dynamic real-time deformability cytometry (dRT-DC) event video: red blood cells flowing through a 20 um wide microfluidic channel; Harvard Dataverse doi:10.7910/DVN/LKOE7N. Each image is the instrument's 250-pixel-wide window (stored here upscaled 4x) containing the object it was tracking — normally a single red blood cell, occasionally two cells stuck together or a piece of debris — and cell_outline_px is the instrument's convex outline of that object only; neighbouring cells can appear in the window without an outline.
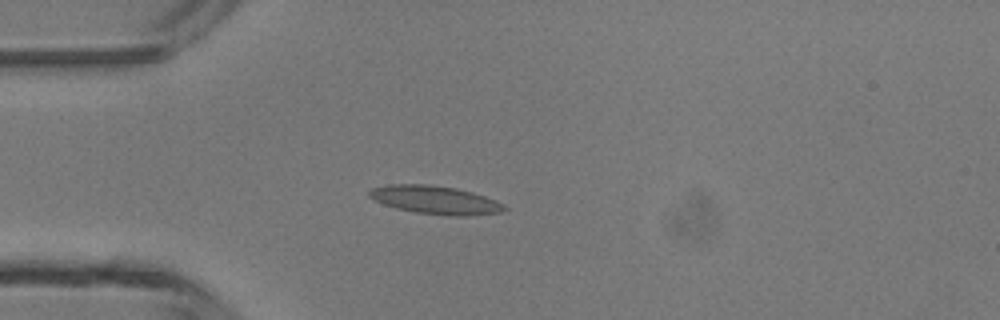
{"species": "common noctule bat (a hibernating species)", "species_latin": "Nyctalus noctula", "temperature_condition": "room temperature", "stored_images_in_passage": 35, "camera_frame_rate_fps": 3000, "um_per_image_px": 0.085, "animal": {"sex": "male", "body_mass_g": 13.3}, "frame": {"image": 1, "passage_image": 1, "time_ms": 0.0, "image_size_px": [1000, 320], "cell_outline_px": [[508, 208], [500, 212], [464, 216], [452, 216], [416, 212], [396, 208], [384, 204], [368, 196], [368, 192], [372, 188], [388, 184], [428, 184], [456, 188], [472, 192], [484, 196], [504, 204]], "centroid_in_image_um": [36.99, 16.99], "position_along_channel_um": 48.0, "area_um2": 22.08}}
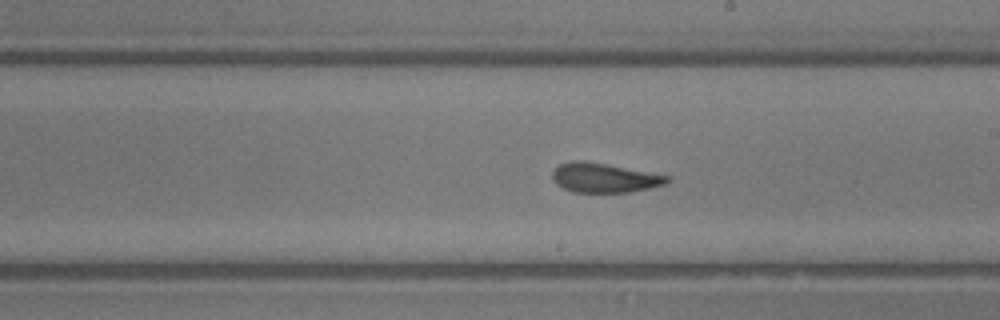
{"frame": {"image": 2, "passage_image": 15, "time_ms": 4.667, "image_size_px": [1000, 320], "cell_outline_px": [[672, 176], [668, 184], [628, 192], [572, 192], [556, 184], [552, 176], [552, 172], [560, 164], [572, 160], [584, 160]], "centroid_in_image_um": [51.38, 15.11], "position_along_channel_um": 237.6, "area_um2": 19.71}}
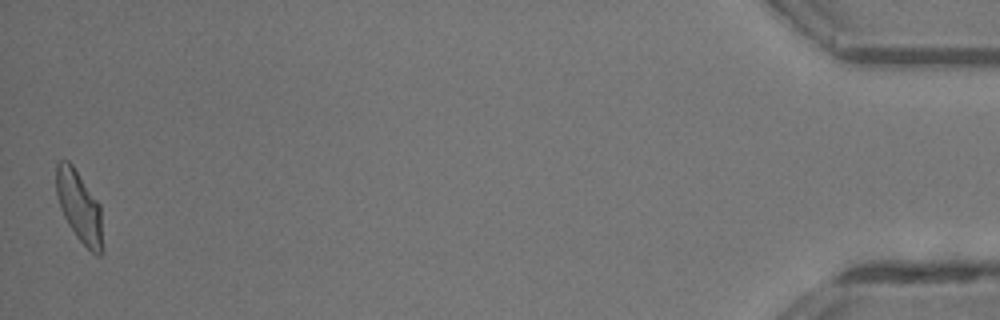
{"frame": {"image": 3, "passage_image": 35, "time_ms": 11.333, "image_size_px": [1000, 320], "cell_outline_px": [[100, 256], [96, 256], [76, 236], [68, 224], [60, 208], [56, 192], [56, 164], [60, 160], [68, 160], [72, 164], [100, 204]], "centroid_in_image_um": [6.69, 17.49], "position_along_channel_um": 428.5, "area_um2": 18.67}, "authors_computed_cell_mechanics": {"area_um2": 19.5942, "velocity_mm_per_s": 4.3535, "shape_relaxation_time_tau1_ms": 5.3179, "shape_relaxation_time_tau2_ms": 1.4049, "deformation_change_tau1": 0.1846, "deformation_change_tau2": 0.0956}}